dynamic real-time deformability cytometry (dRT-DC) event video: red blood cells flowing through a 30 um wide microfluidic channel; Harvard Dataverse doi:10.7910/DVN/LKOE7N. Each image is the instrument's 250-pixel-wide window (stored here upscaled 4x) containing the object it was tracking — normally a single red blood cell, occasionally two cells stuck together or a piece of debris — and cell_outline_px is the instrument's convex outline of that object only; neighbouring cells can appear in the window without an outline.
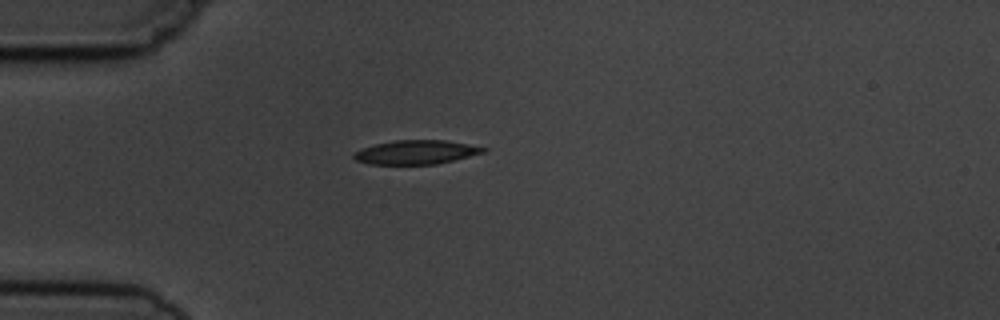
{"species": "common noctule bat (a hibernating species)", "species_latin": "Nyctalus noctula", "temperature_condition": "cold", "stored_images_in_passage": 1, "camera_frame_rate_fps": 3000, "um_per_image_px": 0.085, "animal": {"sex": "male", "body_mass_g": 19.5, "forearm_length_mm": 54.6}, "frame": {"image": 1, "passage_image": 1, "time_ms": 0.0, "image_size_px": [1000, 320], "cell_outline_px": [[488, 152], [436, 164], [368, 164], [356, 160], [352, 156], [352, 152], [376, 144], [396, 140], [444, 140], [468, 144], [488, 148]], "centroid_in_image_um": [35.39, 12.94], "position_along_channel_um": 49.6, "area_um2": 18.09}}